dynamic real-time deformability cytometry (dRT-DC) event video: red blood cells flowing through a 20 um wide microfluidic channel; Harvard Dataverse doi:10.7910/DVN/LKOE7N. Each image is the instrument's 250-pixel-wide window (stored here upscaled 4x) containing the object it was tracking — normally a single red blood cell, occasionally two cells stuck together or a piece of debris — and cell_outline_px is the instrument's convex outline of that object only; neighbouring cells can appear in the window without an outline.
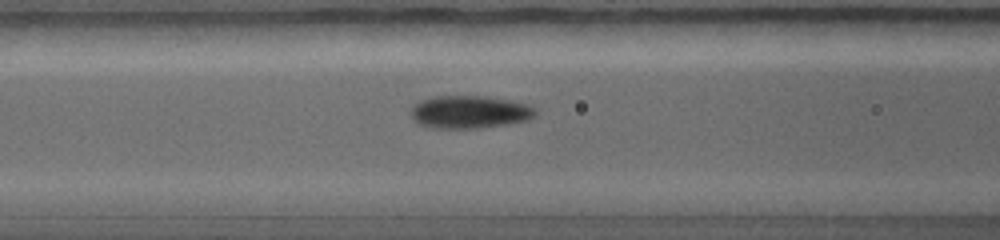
{"species": "common noctule bat (a hibernating species)", "species_latin": "Nyctalus noctula", "temperature_condition": "warm", "stored_images_in_passage": 30, "camera_frame_rate_fps": 5000, "um_per_image_px": 0.085, "animal": {"sex": "female", "body_mass_g": 19.0, "forearm_length_mm": 56.7}, "frame": {"image": 1, "passage_image": 11, "time_ms": 3.2, "image_size_px": [1000, 240], "cell_outline_px": [[532, 116], [524, 120], [508, 124], [476, 128], [432, 128], [420, 124], [412, 116], [412, 108], [416, 104], [424, 100], [444, 96], [476, 96], [500, 100], [520, 104], [532, 108]], "centroid_in_image_um": [39.81, 9.55], "position_along_channel_um": 126.8, "area_um2": 22.37}}
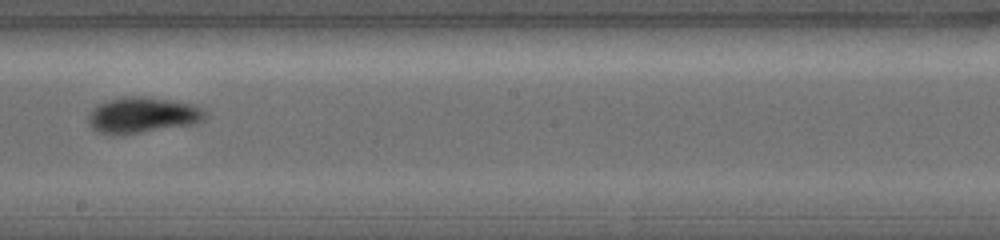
{"frame": {"image": 2, "passage_image": 16, "time_ms": 5.0, "image_size_px": [1000, 240], "cell_outline_px": [[204, 116], [200, 120], [188, 124], [124, 136], [108, 136], [96, 132], [88, 124], [88, 120], [92, 112], [96, 108], [104, 104], [116, 100], [164, 100], [188, 104], [204, 112]], "centroid_in_image_um": [12.0, 9.91], "position_along_channel_um": 236.2, "area_um2": 22.48}}
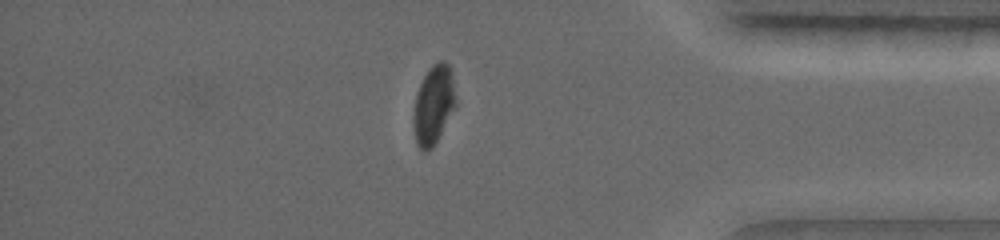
{"frame": {"image": 3, "passage_image": 25, "time_ms": 8.0, "image_size_px": [1000, 240], "cell_outline_px": [[456, 108], [432, 148], [424, 152], [416, 144], [412, 120], [412, 116], [416, 96], [420, 84], [424, 76], [440, 60], [448, 64], [456, 100]], "centroid_in_image_um": [36.83, 8.99], "position_along_channel_um": 398.4, "area_um2": 19.07}}